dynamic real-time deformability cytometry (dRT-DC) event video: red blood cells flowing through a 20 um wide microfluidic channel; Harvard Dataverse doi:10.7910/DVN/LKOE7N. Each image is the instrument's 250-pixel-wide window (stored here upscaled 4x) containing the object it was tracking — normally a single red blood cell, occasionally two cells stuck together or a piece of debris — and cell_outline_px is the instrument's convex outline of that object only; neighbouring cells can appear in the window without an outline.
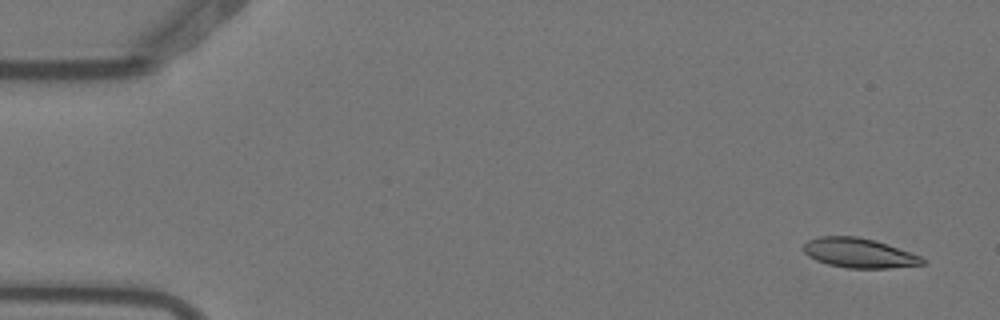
{"species": "Egyptian fruit bat (a non-hibernating species)", "species_latin": "Rousettus aegyptiacus", "temperature_condition": "warm", "stored_images_in_passage": 2, "camera_frame_rate_fps": 3000, "um_per_image_px": 0.085, "animal": {"sex": "female"}, "frame": {"image": 1, "passage_image": 2, "time_ms": 0.333, "image_size_px": [1000, 320], "cell_outline_px": [[924, 264], [888, 268], [848, 268], [828, 264], [816, 260], [808, 256], [804, 252], [804, 244], [808, 240], [816, 236], [860, 236], [888, 244], [920, 256], [924, 260]], "centroid_in_image_um": [72.98, 21.49], "position_along_channel_um": 12.0, "area_um2": 20.46}}